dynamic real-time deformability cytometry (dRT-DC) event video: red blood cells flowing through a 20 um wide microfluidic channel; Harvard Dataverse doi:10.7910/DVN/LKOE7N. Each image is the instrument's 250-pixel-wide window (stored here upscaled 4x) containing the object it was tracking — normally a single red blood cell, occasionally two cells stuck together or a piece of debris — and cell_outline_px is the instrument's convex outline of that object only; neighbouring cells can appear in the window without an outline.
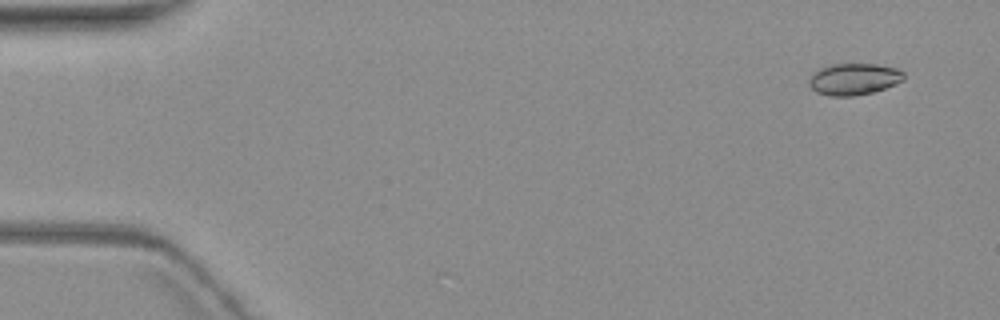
{"species": "common noctule bat (a hibernating species)", "species_latin": "Nyctalus noctula", "temperature_condition": "warm", "stored_images_in_passage": 5, "camera_frame_rate_fps": 3000, "um_per_image_px": 0.085, "animal": {"sex": "female", "body_mass_g": 19.3, "forearm_length_mm": 54.1}, "frame": {"image": 1, "passage_image": 1, "time_ms": 0.0, "image_size_px": [1000, 320], "cell_outline_px": [[904, 80], [896, 84], [872, 92], [852, 96], [832, 96], [816, 92], [808, 84], [808, 80], [820, 68], [832, 64], [876, 64], [896, 68], [904, 72]], "centroid_in_image_um": [72.6, 6.72], "position_along_channel_um": 12.4, "area_um2": 17.34}}
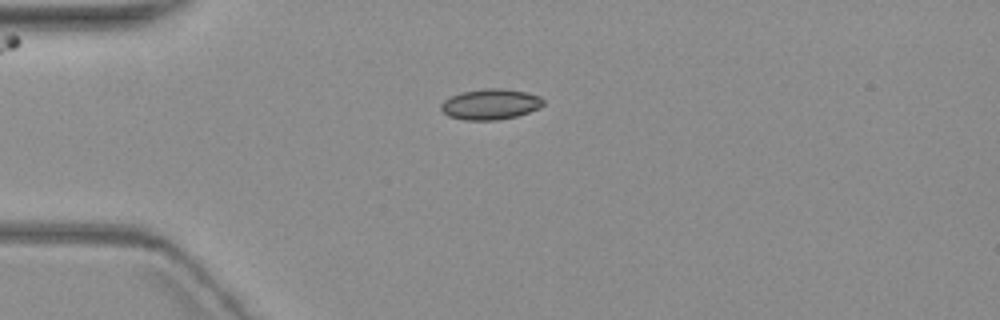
{"frame": {"image": 2, "passage_image": 4, "time_ms": 4.0, "image_size_px": [1000, 320], "cell_outline_px": [[544, 104], [540, 108], [516, 116], [496, 120], [464, 120], [448, 116], [440, 108], [440, 104], [444, 100], [460, 92], [484, 88], [500, 88], [528, 92], [540, 96], [544, 100]], "centroid_in_image_um": [41.69, 8.85], "position_along_channel_um": 43.3, "area_um2": 18.38}}